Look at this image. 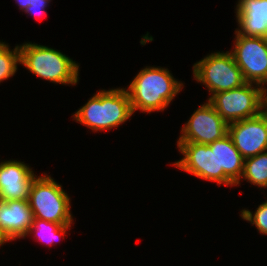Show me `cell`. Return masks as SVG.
<instances>
[{
	"label": "cell",
	"instance_id": "7a4b0ae2",
	"mask_svg": "<svg viewBox=\"0 0 267 266\" xmlns=\"http://www.w3.org/2000/svg\"><path fill=\"white\" fill-rule=\"evenodd\" d=\"M133 112L124 87L101 89L72 114L73 121L92 132H106L124 124Z\"/></svg>",
	"mask_w": 267,
	"mask_h": 266
},
{
	"label": "cell",
	"instance_id": "4fadbf2b",
	"mask_svg": "<svg viewBox=\"0 0 267 266\" xmlns=\"http://www.w3.org/2000/svg\"><path fill=\"white\" fill-rule=\"evenodd\" d=\"M216 147L217 185L235 186L243 173L244 158L227 134L222 139L208 144Z\"/></svg>",
	"mask_w": 267,
	"mask_h": 266
},
{
	"label": "cell",
	"instance_id": "9c48e42d",
	"mask_svg": "<svg viewBox=\"0 0 267 266\" xmlns=\"http://www.w3.org/2000/svg\"><path fill=\"white\" fill-rule=\"evenodd\" d=\"M228 135L244 159L267 151V115H259L228 124Z\"/></svg>",
	"mask_w": 267,
	"mask_h": 266
},
{
	"label": "cell",
	"instance_id": "3957f363",
	"mask_svg": "<svg viewBox=\"0 0 267 266\" xmlns=\"http://www.w3.org/2000/svg\"><path fill=\"white\" fill-rule=\"evenodd\" d=\"M19 47L20 65L31 74L57 85L78 84L80 64L61 50L35 42H25Z\"/></svg>",
	"mask_w": 267,
	"mask_h": 266
},
{
	"label": "cell",
	"instance_id": "8fae6325",
	"mask_svg": "<svg viewBox=\"0 0 267 266\" xmlns=\"http://www.w3.org/2000/svg\"><path fill=\"white\" fill-rule=\"evenodd\" d=\"M24 161L9 159L0 162V201L28 200L29 191L37 176Z\"/></svg>",
	"mask_w": 267,
	"mask_h": 266
},
{
	"label": "cell",
	"instance_id": "8992f818",
	"mask_svg": "<svg viewBox=\"0 0 267 266\" xmlns=\"http://www.w3.org/2000/svg\"><path fill=\"white\" fill-rule=\"evenodd\" d=\"M264 88L255 83L213 94L207 100L228 123L259 115L263 111Z\"/></svg>",
	"mask_w": 267,
	"mask_h": 266
},
{
	"label": "cell",
	"instance_id": "5bb4252c",
	"mask_svg": "<svg viewBox=\"0 0 267 266\" xmlns=\"http://www.w3.org/2000/svg\"><path fill=\"white\" fill-rule=\"evenodd\" d=\"M234 13L240 34L267 38V0H237Z\"/></svg>",
	"mask_w": 267,
	"mask_h": 266
},
{
	"label": "cell",
	"instance_id": "6da1fadb",
	"mask_svg": "<svg viewBox=\"0 0 267 266\" xmlns=\"http://www.w3.org/2000/svg\"><path fill=\"white\" fill-rule=\"evenodd\" d=\"M185 83L174 78L168 68L144 66L127 88L133 114L162 112L167 110Z\"/></svg>",
	"mask_w": 267,
	"mask_h": 266
},
{
	"label": "cell",
	"instance_id": "7c38bea8",
	"mask_svg": "<svg viewBox=\"0 0 267 266\" xmlns=\"http://www.w3.org/2000/svg\"><path fill=\"white\" fill-rule=\"evenodd\" d=\"M33 218L28 200L0 201V231L9 242L23 239Z\"/></svg>",
	"mask_w": 267,
	"mask_h": 266
},
{
	"label": "cell",
	"instance_id": "52a82bcc",
	"mask_svg": "<svg viewBox=\"0 0 267 266\" xmlns=\"http://www.w3.org/2000/svg\"><path fill=\"white\" fill-rule=\"evenodd\" d=\"M234 32L233 49L229 51L245 81L267 88V38L245 36L236 29Z\"/></svg>",
	"mask_w": 267,
	"mask_h": 266
},
{
	"label": "cell",
	"instance_id": "5b68a950",
	"mask_svg": "<svg viewBox=\"0 0 267 266\" xmlns=\"http://www.w3.org/2000/svg\"><path fill=\"white\" fill-rule=\"evenodd\" d=\"M193 80L204 85L209 98L222 91L236 89L247 83L230 51H217L194 63Z\"/></svg>",
	"mask_w": 267,
	"mask_h": 266
},
{
	"label": "cell",
	"instance_id": "7402d4cb",
	"mask_svg": "<svg viewBox=\"0 0 267 266\" xmlns=\"http://www.w3.org/2000/svg\"><path fill=\"white\" fill-rule=\"evenodd\" d=\"M6 243H9V241L0 231V248Z\"/></svg>",
	"mask_w": 267,
	"mask_h": 266
},
{
	"label": "cell",
	"instance_id": "d6986e66",
	"mask_svg": "<svg viewBox=\"0 0 267 266\" xmlns=\"http://www.w3.org/2000/svg\"><path fill=\"white\" fill-rule=\"evenodd\" d=\"M52 0H31V6H28L24 13H27V16H32L37 21L43 18L47 13V7Z\"/></svg>",
	"mask_w": 267,
	"mask_h": 266
},
{
	"label": "cell",
	"instance_id": "9a60e30c",
	"mask_svg": "<svg viewBox=\"0 0 267 266\" xmlns=\"http://www.w3.org/2000/svg\"><path fill=\"white\" fill-rule=\"evenodd\" d=\"M72 226L33 218L32 226L23 239L31 235L30 237H33L34 240L36 239L37 242L44 244L46 247L53 246L57 244V241H61L62 238L65 239V236L69 232L68 230H71Z\"/></svg>",
	"mask_w": 267,
	"mask_h": 266
},
{
	"label": "cell",
	"instance_id": "44dd1931",
	"mask_svg": "<svg viewBox=\"0 0 267 266\" xmlns=\"http://www.w3.org/2000/svg\"><path fill=\"white\" fill-rule=\"evenodd\" d=\"M263 112L267 115V88H264V94H263Z\"/></svg>",
	"mask_w": 267,
	"mask_h": 266
},
{
	"label": "cell",
	"instance_id": "ffe728a7",
	"mask_svg": "<svg viewBox=\"0 0 267 266\" xmlns=\"http://www.w3.org/2000/svg\"><path fill=\"white\" fill-rule=\"evenodd\" d=\"M14 1H16L17 6L19 7L18 9L21 10L22 12H24L28 6H31V0H14Z\"/></svg>",
	"mask_w": 267,
	"mask_h": 266
},
{
	"label": "cell",
	"instance_id": "277c9868",
	"mask_svg": "<svg viewBox=\"0 0 267 266\" xmlns=\"http://www.w3.org/2000/svg\"><path fill=\"white\" fill-rule=\"evenodd\" d=\"M28 203L34 218L61 225L75 223L69 194L47 173L34 178L29 191Z\"/></svg>",
	"mask_w": 267,
	"mask_h": 266
},
{
	"label": "cell",
	"instance_id": "30bf717a",
	"mask_svg": "<svg viewBox=\"0 0 267 266\" xmlns=\"http://www.w3.org/2000/svg\"><path fill=\"white\" fill-rule=\"evenodd\" d=\"M176 145L183 157L172 164L174 168L217 184L216 147L200 143H177Z\"/></svg>",
	"mask_w": 267,
	"mask_h": 266
},
{
	"label": "cell",
	"instance_id": "e0dca14e",
	"mask_svg": "<svg viewBox=\"0 0 267 266\" xmlns=\"http://www.w3.org/2000/svg\"><path fill=\"white\" fill-rule=\"evenodd\" d=\"M20 64L19 45L11 49L8 43L0 40V83L15 76Z\"/></svg>",
	"mask_w": 267,
	"mask_h": 266
},
{
	"label": "cell",
	"instance_id": "2e32d148",
	"mask_svg": "<svg viewBox=\"0 0 267 266\" xmlns=\"http://www.w3.org/2000/svg\"><path fill=\"white\" fill-rule=\"evenodd\" d=\"M243 180L259 189L267 187V151L244 159L243 173L235 186H241Z\"/></svg>",
	"mask_w": 267,
	"mask_h": 266
},
{
	"label": "cell",
	"instance_id": "ac0fdd59",
	"mask_svg": "<svg viewBox=\"0 0 267 266\" xmlns=\"http://www.w3.org/2000/svg\"><path fill=\"white\" fill-rule=\"evenodd\" d=\"M239 216L255 226L259 234L267 235V200L259 204L254 213L247 208H242Z\"/></svg>",
	"mask_w": 267,
	"mask_h": 266
},
{
	"label": "cell",
	"instance_id": "ba28073f",
	"mask_svg": "<svg viewBox=\"0 0 267 266\" xmlns=\"http://www.w3.org/2000/svg\"><path fill=\"white\" fill-rule=\"evenodd\" d=\"M228 134V123L206 100L201 104L180 130L176 143L210 144Z\"/></svg>",
	"mask_w": 267,
	"mask_h": 266
}]
</instances>
